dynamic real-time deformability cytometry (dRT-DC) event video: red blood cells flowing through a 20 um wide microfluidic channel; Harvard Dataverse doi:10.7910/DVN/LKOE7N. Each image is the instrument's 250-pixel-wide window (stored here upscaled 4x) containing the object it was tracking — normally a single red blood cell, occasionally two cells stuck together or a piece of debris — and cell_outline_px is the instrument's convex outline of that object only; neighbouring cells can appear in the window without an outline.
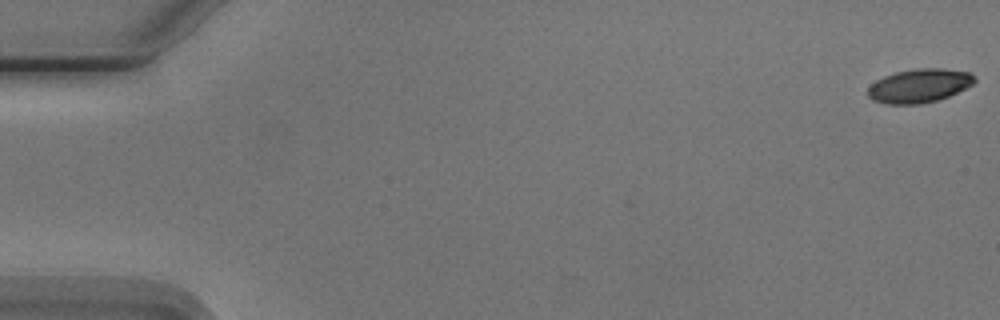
{"species": "Egyptian fruit bat (a non-hibernating species)", "species_latin": "Rousettus aegyptiacus", "temperature_condition": "cold", "stored_images_in_passage": 6, "camera_frame_rate_fps": 3000, "um_per_image_px": 0.085, "animal": {"sex": "male"}, "frame": {"image": 1, "passage_image": 1, "time_ms": 0.0, "image_size_px": [1000, 320], "cell_outline_px": [[976, 80], [972, 84], [948, 96], [936, 100], [920, 104], [888, 104], [872, 100], [868, 96], [868, 88], [876, 80], [884, 76], [896, 72], [916, 68], [944, 68], [972, 72], [976, 76]], "centroid_in_image_um": [78.15, 7.27], "position_along_channel_um": 6.9, "area_um2": 20.98}}
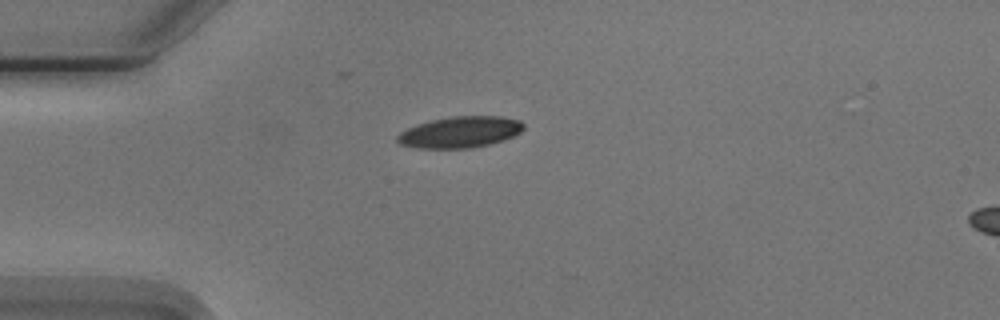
{"frame": {"image": 2, "passage_image": 5, "time_ms": 4.667, "image_size_px": [1000, 320], "cell_outline_px": [[524, 128], [520, 132], [504, 140], [488, 144], [468, 148], [416, 148], [400, 144], [396, 140], [396, 136], [400, 132], [408, 128], [432, 120], [452, 116], [500, 116], [520, 120], [524, 124]], "centroid_in_image_um": [39.11, 11.23], "position_along_channel_um": 45.9, "area_um2": 22.83}}